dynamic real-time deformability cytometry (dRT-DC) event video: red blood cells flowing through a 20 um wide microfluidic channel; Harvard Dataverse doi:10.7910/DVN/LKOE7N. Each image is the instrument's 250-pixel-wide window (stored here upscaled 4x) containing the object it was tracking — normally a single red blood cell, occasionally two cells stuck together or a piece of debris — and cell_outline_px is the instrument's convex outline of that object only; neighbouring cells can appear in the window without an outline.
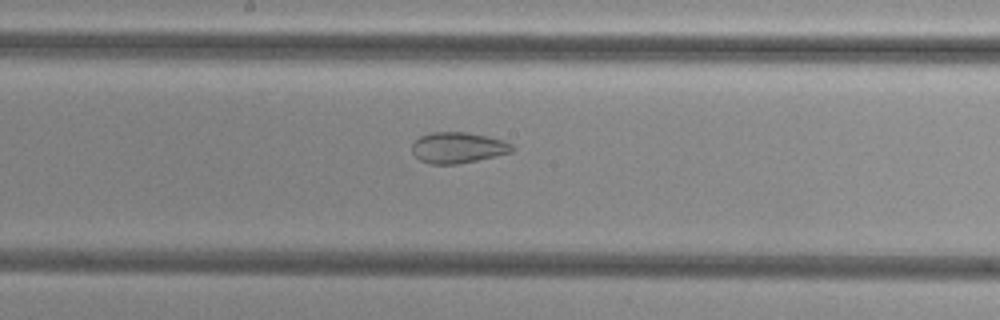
{"species": "common noctule bat (a hibernating species)", "species_latin": "Nyctalus noctula", "temperature_condition": "cold", "stored_images_in_passage": 55, "camera_frame_rate_fps": 3000, "um_per_image_px": 0.085, "animal": {"sex": "female", "body_mass_g": 29.2, "forearm_length_mm": 56.3}, "frame": {"image": 1, "passage_image": 30, "time_ms": 9.667, "image_size_px": [1000, 320], "cell_outline_px": [[512, 152], [496, 156], [456, 164], [432, 164], [420, 160], [412, 152], [412, 144], [420, 136], [432, 132], [468, 132], [488, 136], [504, 140], [512, 144]], "centroid_in_image_um": [38.92, 12.54], "position_along_channel_um": 209.3, "area_um2": 17.98}}
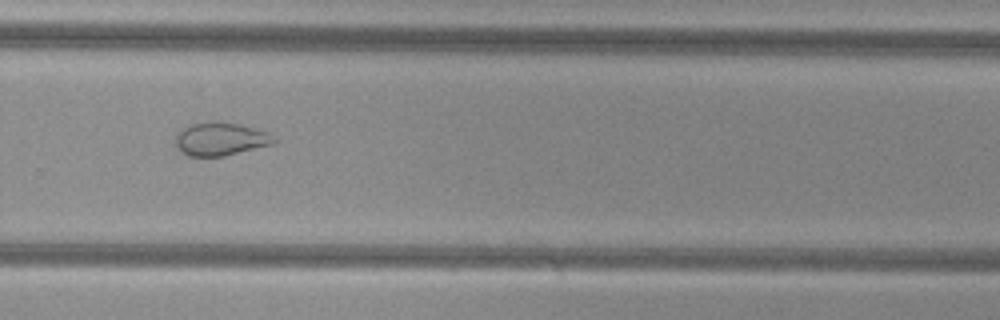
{"frame": {"image": 2, "passage_image": 38, "time_ms": 12.333, "image_size_px": [1000, 320], "cell_outline_px": [[276, 140], [272, 144], [224, 156], [188, 156], [180, 152], [176, 144], [176, 136], [184, 128], [192, 124], [236, 124], [256, 128], [268, 132]], "centroid_in_image_um": [18.75, 11.86], "position_along_channel_um": 311.0, "area_um2": 18.21}}
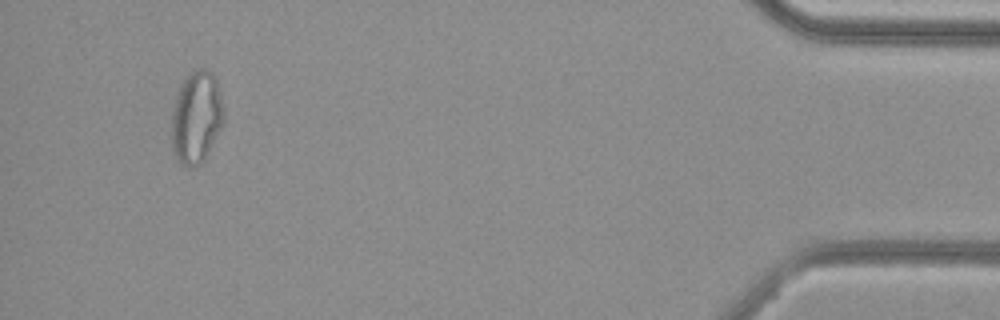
{"frame": {"image": 3, "passage_image": 52, "time_ms": 17.0, "image_size_px": [1000, 320], "cell_outline_px": [[224, 124], [204, 160], [196, 168], [188, 168], [180, 164], [176, 160], [172, 152], [172, 108], [180, 84], [188, 72], [196, 68], [208, 68], [216, 76], [224, 108]], "centroid_in_image_um": [16.7, 9.97], "position_along_channel_um": 418.5, "area_um2": 29.02}, "authors_computed_cell_mechanics": {"area_um2": 26.4146, "velocity_mm_per_s": 3.8264, "shape_relaxation_time_tau1_ms": null, "shape_relaxation_time_tau2_ms": 2.299, "deformation_change_tau1": null, "deformation_change_tau2": 0.0823}}